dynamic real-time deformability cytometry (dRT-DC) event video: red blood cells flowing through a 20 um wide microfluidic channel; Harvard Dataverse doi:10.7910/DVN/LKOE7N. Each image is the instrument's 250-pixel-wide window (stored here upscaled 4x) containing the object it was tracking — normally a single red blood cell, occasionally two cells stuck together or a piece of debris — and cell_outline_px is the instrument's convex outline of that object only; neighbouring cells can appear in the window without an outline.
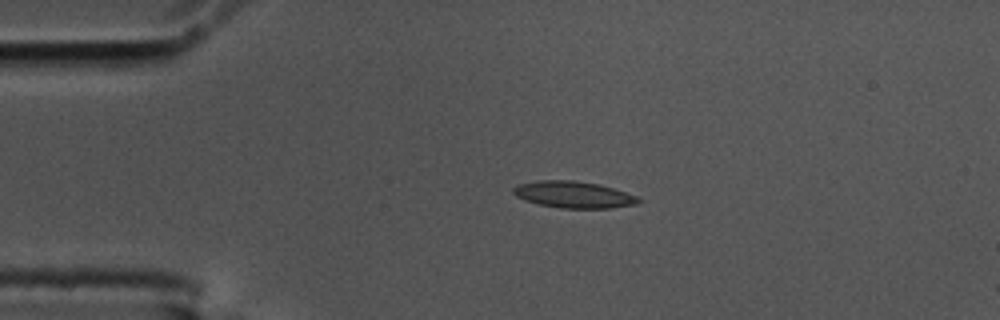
{"species": "common noctule bat (a hibernating species)", "species_latin": "Nyctalus noctula", "temperature_condition": "cold", "stored_images_in_passage": 44, "camera_frame_rate_fps": 3000, "um_per_image_px": 0.085, "animal": {"sex": "male", "body_mass_g": 17.5, "forearm_length_mm": 52.3}, "frame": {"image": 1, "passage_image": 1, "time_ms": 0.0, "image_size_px": [1000, 320], "cell_outline_px": [[640, 200], [636, 204], [612, 208], [560, 208], [540, 204], [524, 200], [516, 196], [512, 192], [512, 188], [516, 184], [536, 180], [572, 180], [600, 184], [636, 196]], "centroid_in_image_um": [48.69, 16.53], "position_along_channel_um": 36.3, "area_um2": 19.42}}
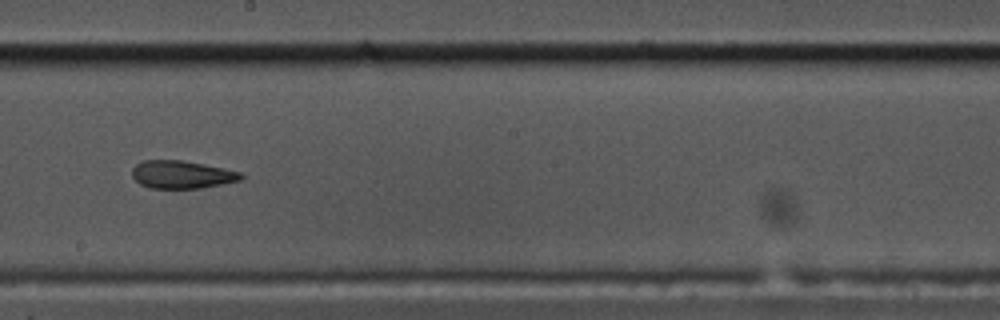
{"frame": {"image": 2, "passage_image": 20, "time_ms": 6.333, "image_size_px": [1000, 320], "cell_outline_px": [[244, 176], [240, 180], [200, 188], [148, 188], [140, 184], [132, 176], [132, 168], [136, 164], [144, 160], [180, 160], [204, 164], [224, 168], [240, 172]], "centroid_in_image_um": [15.42, 14.83], "position_along_channel_um": 232.8, "area_um2": 17.57}}
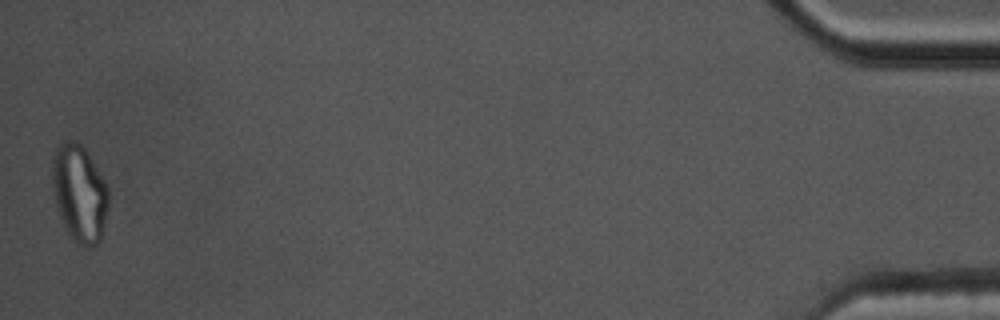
{"frame": {"image": 3, "passage_image": 44, "time_ms": 14.333, "image_size_px": [1000, 320], "cell_outline_px": [[108, 204], [100, 240], [96, 244], [88, 248], [84, 248], [76, 244], [68, 232], [60, 216], [56, 204], [52, 184], [52, 156], [56, 148], [64, 140], [72, 140], [80, 144], [84, 148], [104, 180], [108, 188]], "centroid_in_image_um": [6.73, 16.43], "position_along_channel_um": 428.5, "area_um2": 31.56}, "authors_computed_cell_mechanics": {"area_um2": 18.8717, "velocity_mm_per_s": 3.6235, "shape_relaxation_time_tau1_ms": null, "shape_relaxation_time_tau2_ms": 2.9964, "deformation_change_tau1": null, "deformation_change_tau2": 0.1069}}